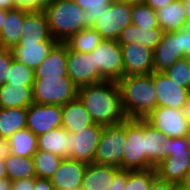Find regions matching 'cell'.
Wrapping results in <instances>:
<instances>
[{
    "label": "cell",
    "mask_w": 190,
    "mask_h": 190,
    "mask_svg": "<svg viewBox=\"0 0 190 190\" xmlns=\"http://www.w3.org/2000/svg\"><path fill=\"white\" fill-rule=\"evenodd\" d=\"M87 164L71 158H63L57 171L49 179L55 190H71L81 187Z\"/></svg>",
    "instance_id": "cell-16"
},
{
    "label": "cell",
    "mask_w": 190,
    "mask_h": 190,
    "mask_svg": "<svg viewBox=\"0 0 190 190\" xmlns=\"http://www.w3.org/2000/svg\"><path fill=\"white\" fill-rule=\"evenodd\" d=\"M35 190H55L49 179L35 178Z\"/></svg>",
    "instance_id": "cell-46"
},
{
    "label": "cell",
    "mask_w": 190,
    "mask_h": 190,
    "mask_svg": "<svg viewBox=\"0 0 190 190\" xmlns=\"http://www.w3.org/2000/svg\"><path fill=\"white\" fill-rule=\"evenodd\" d=\"M120 169L114 166L88 164L85 170L81 188L82 190H109L114 175Z\"/></svg>",
    "instance_id": "cell-23"
},
{
    "label": "cell",
    "mask_w": 190,
    "mask_h": 190,
    "mask_svg": "<svg viewBox=\"0 0 190 190\" xmlns=\"http://www.w3.org/2000/svg\"><path fill=\"white\" fill-rule=\"evenodd\" d=\"M94 124V121L78 97L62 106L61 127L67 132L74 134Z\"/></svg>",
    "instance_id": "cell-21"
},
{
    "label": "cell",
    "mask_w": 190,
    "mask_h": 190,
    "mask_svg": "<svg viewBox=\"0 0 190 190\" xmlns=\"http://www.w3.org/2000/svg\"><path fill=\"white\" fill-rule=\"evenodd\" d=\"M21 9L6 10V16L0 31V47L13 49L20 41L25 13Z\"/></svg>",
    "instance_id": "cell-24"
},
{
    "label": "cell",
    "mask_w": 190,
    "mask_h": 190,
    "mask_svg": "<svg viewBox=\"0 0 190 190\" xmlns=\"http://www.w3.org/2000/svg\"><path fill=\"white\" fill-rule=\"evenodd\" d=\"M164 73L179 86L190 90V64L185 58L176 61Z\"/></svg>",
    "instance_id": "cell-38"
},
{
    "label": "cell",
    "mask_w": 190,
    "mask_h": 190,
    "mask_svg": "<svg viewBox=\"0 0 190 190\" xmlns=\"http://www.w3.org/2000/svg\"><path fill=\"white\" fill-rule=\"evenodd\" d=\"M178 30L164 32L160 43L153 50V64L155 72H164L176 61L182 59Z\"/></svg>",
    "instance_id": "cell-18"
},
{
    "label": "cell",
    "mask_w": 190,
    "mask_h": 190,
    "mask_svg": "<svg viewBox=\"0 0 190 190\" xmlns=\"http://www.w3.org/2000/svg\"><path fill=\"white\" fill-rule=\"evenodd\" d=\"M57 43L58 41L19 42L12 52L17 61L35 70Z\"/></svg>",
    "instance_id": "cell-19"
},
{
    "label": "cell",
    "mask_w": 190,
    "mask_h": 190,
    "mask_svg": "<svg viewBox=\"0 0 190 190\" xmlns=\"http://www.w3.org/2000/svg\"><path fill=\"white\" fill-rule=\"evenodd\" d=\"M156 12L158 25L164 32H174L186 25V12L182 0H174Z\"/></svg>",
    "instance_id": "cell-27"
},
{
    "label": "cell",
    "mask_w": 190,
    "mask_h": 190,
    "mask_svg": "<svg viewBox=\"0 0 190 190\" xmlns=\"http://www.w3.org/2000/svg\"><path fill=\"white\" fill-rule=\"evenodd\" d=\"M95 124L115 125L127 119L122 108L117 81L104 80L100 83L78 88L77 96Z\"/></svg>",
    "instance_id": "cell-1"
},
{
    "label": "cell",
    "mask_w": 190,
    "mask_h": 190,
    "mask_svg": "<svg viewBox=\"0 0 190 190\" xmlns=\"http://www.w3.org/2000/svg\"><path fill=\"white\" fill-rule=\"evenodd\" d=\"M174 185L175 184L167 182L165 179L156 174L153 177L149 190H173Z\"/></svg>",
    "instance_id": "cell-43"
},
{
    "label": "cell",
    "mask_w": 190,
    "mask_h": 190,
    "mask_svg": "<svg viewBox=\"0 0 190 190\" xmlns=\"http://www.w3.org/2000/svg\"><path fill=\"white\" fill-rule=\"evenodd\" d=\"M163 144L164 160L155 167L157 174L175 185L184 184L190 168V150L185 137H166Z\"/></svg>",
    "instance_id": "cell-4"
},
{
    "label": "cell",
    "mask_w": 190,
    "mask_h": 190,
    "mask_svg": "<svg viewBox=\"0 0 190 190\" xmlns=\"http://www.w3.org/2000/svg\"><path fill=\"white\" fill-rule=\"evenodd\" d=\"M44 12L51 37L58 42H66L72 35L82 30L84 10L73 0H57L48 3Z\"/></svg>",
    "instance_id": "cell-3"
},
{
    "label": "cell",
    "mask_w": 190,
    "mask_h": 190,
    "mask_svg": "<svg viewBox=\"0 0 190 190\" xmlns=\"http://www.w3.org/2000/svg\"><path fill=\"white\" fill-rule=\"evenodd\" d=\"M102 37L93 27L84 28L72 35L65 43L76 52L91 53L101 42Z\"/></svg>",
    "instance_id": "cell-32"
},
{
    "label": "cell",
    "mask_w": 190,
    "mask_h": 190,
    "mask_svg": "<svg viewBox=\"0 0 190 190\" xmlns=\"http://www.w3.org/2000/svg\"><path fill=\"white\" fill-rule=\"evenodd\" d=\"M174 0H146L145 4L149 6L151 9L157 11L163 7H166Z\"/></svg>",
    "instance_id": "cell-47"
},
{
    "label": "cell",
    "mask_w": 190,
    "mask_h": 190,
    "mask_svg": "<svg viewBox=\"0 0 190 190\" xmlns=\"http://www.w3.org/2000/svg\"><path fill=\"white\" fill-rule=\"evenodd\" d=\"M128 170L120 169L113 178V183L109 190H125Z\"/></svg>",
    "instance_id": "cell-42"
},
{
    "label": "cell",
    "mask_w": 190,
    "mask_h": 190,
    "mask_svg": "<svg viewBox=\"0 0 190 190\" xmlns=\"http://www.w3.org/2000/svg\"><path fill=\"white\" fill-rule=\"evenodd\" d=\"M32 90L33 101L38 104L63 106L78 96V86L69 76L35 80Z\"/></svg>",
    "instance_id": "cell-6"
},
{
    "label": "cell",
    "mask_w": 190,
    "mask_h": 190,
    "mask_svg": "<svg viewBox=\"0 0 190 190\" xmlns=\"http://www.w3.org/2000/svg\"><path fill=\"white\" fill-rule=\"evenodd\" d=\"M47 4L44 0H14V9H21L27 12L44 11Z\"/></svg>",
    "instance_id": "cell-40"
},
{
    "label": "cell",
    "mask_w": 190,
    "mask_h": 190,
    "mask_svg": "<svg viewBox=\"0 0 190 190\" xmlns=\"http://www.w3.org/2000/svg\"><path fill=\"white\" fill-rule=\"evenodd\" d=\"M164 31L161 28H139L133 23L127 25L120 33L117 39L119 44H128L138 42L154 50L160 43Z\"/></svg>",
    "instance_id": "cell-25"
},
{
    "label": "cell",
    "mask_w": 190,
    "mask_h": 190,
    "mask_svg": "<svg viewBox=\"0 0 190 190\" xmlns=\"http://www.w3.org/2000/svg\"><path fill=\"white\" fill-rule=\"evenodd\" d=\"M153 85L157 96V107L183 109L190 95V90L179 86L164 72H153Z\"/></svg>",
    "instance_id": "cell-14"
},
{
    "label": "cell",
    "mask_w": 190,
    "mask_h": 190,
    "mask_svg": "<svg viewBox=\"0 0 190 190\" xmlns=\"http://www.w3.org/2000/svg\"><path fill=\"white\" fill-rule=\"evenodd\" d=\"M184 185H186L187 187H190V168H189L187 177L185 179Z\"/></svg>",
    "instance_id": "cell-55"
},
{
    "label": "cell",
    "mask_w": 190,
    "mask_h": 190,
    "mask_svg": "<svg viewBox=\"0 0 190 190\" xmlns=\"http://www.w3.org/2000/svg\"><path fill=\"white\" fill-rule=\"evenodd\" d=\"M122 108L127 119H145L157 108V96L151 74L123 76L117 81Z\"/></svg>",
    "instance_id": "cell-2"
},
{
    "label": "cell",
    "mask_w": 190,
    "mask_h": 190,
    "mask_svg": "<svg viewBox=\"0 0 190 190\" xmlns=\"http://www.w3.org/2000/svg\"><path fill=\"white\" fill-rule=\"evenodd\" d=\"M144 120L171 139L185 137L190 127L183 110L168 107H157Z\"/></svg>",
    "instance_id": "cell-10"
},
{
    "label": "cell",
    "mask_w": 190,
    "mask_h": 190,
    "mask_svg": "<svg viewBox=\"0 0 190 190\" xmlns=\"http://www.w3.org/2000/svg\"><path fill=\"white\" fill-rule=\"evenodd\" d=\"M132 23L139 28H160L157 12L145 3L132 4Z\"/></svg>",
    "instance_id": "cell-35"
},
{
    "label": "cell",
    "mask_w": 190,
    "mask_h": 190,
    "mask_svg": "<svg viewBox=\"0 0 190 190\" xmlns=\"http://www.w3.org/2000/svg\"><path fill=\"white\" fill-rule=\"evenodd\" d=\"M165 138V135L145 121L146 159L154 167L164 160L165 144L163 141Z\"/></svg>",
    "instance_id": "cell-31"
},
{
    "label": "cell",
    "mask_w": 190,
    "mask_h": 190,
    "mask_svg": "<svg viewBox=\"0 0 190 190\" xmlns=\"http://www.w3.org/2000/svg\"><path fill=\"white\" fill-rule=\"evenodd\" d=\"M120 45L123 53L124 76L154 72L153 50L138 42Z\"/></svg>",
    "instance_id": "cell-15"
},
{
    "label": "cell",
    "mask_w": 190,
    "mask_h": 190,
    "mask_svg": "<svg viewBox=\"0 0 190 190\" xmlns=\"http://www.w3.org/2000/svg\"><path fill=\"white\" fill-rule=\"evenodd\" d=\"M125 139V121L103 126L94 163L123 169Z\"/></svg>",
    "instance_id": "cell-7"
},
{
    "label": "cell",
    "mask_w": 190,
    "mask_h": 190,
    "mask_svg": "<svg viewBox=\"0 0 190 190\" xmlns=\"http://www.w3.org/2000/svg\"><path fill=\"white\" fill-rule=\"evenodd\" d=\"M7 178L11 181L25 178H36L33 157H22L9 152L4 157Z\"/></svg>",
    "instance_id": "cell-30"
},
{
    "label": "cell",
    "mask_w": 190,
    "mask_h": 190,
    "mask_svg": "<svg viewBox=\"0 0 190 190\" xmlns=\"http://www.w3.org/2000/svg\"><path fill=\"white\" fill-rule=\"evenodd\" d=\"M27 126V108H0V138L7 141Z\"/></svg>",
    "instance_id": "cell-28"
},
{
    "label": "cell",
    "mask_w": 190,
    "mask_h": 190,
    "mask_svg": "<svg viewBox=\"0 0 190 190\" xmlns=\"http://www.w3.org/2000/svg\"><path fill=\"white\" fill-rule=\"evenodd\" d=\"M103 126L94 124L72 134L69 158L85 164L94 163Z\"/></svg>",
    "instance_id": "cell-12"
},
{
    "label": "cell",
    "mask_w": 190,
    "mask_h": 190,
    "mask_svg": "<svg viewBox=\"0 0 190 190\" xmlns=\"http://www.w3.org/2000/svg\"><path fill=\"white\" fill-rule=\"evenodd\" d=\"M132 23V4L114 0L96 21L93 28L106 40L117 41L121 31Z\"/></svg>",
    "instance_id": "cell-9"
},
{
    "label": "cell",
    "mask_w": 190,
    "mask_h": 190,
    "mask_svg": "<svg viewBox=\"0 0 190 190\" xmlns=\"http://www.w3.org/2000/svg\"><path fill=\"white\" fill-rule=\"evenodd\" d=\"M90 56L94 68L105 80L118 81L124 76L123 53L117 41L102 39Z\"/></svg>",
    "instance_id": "cell-8"
},
{
    "label": "cell",
    "mask_w": 190,
    "mask_h": 190,
    "mask_svg": "<svg viewBox=\"0 0 190 190\" xmlns=\"http://www.w3.org/2000/svg\"><path fill=\"white\" fill-rule=\"evenodd\" d=\"M8 76V84L33 86L35 81V71L32 68L17 61L15 58L12 60L10 65Z\"/></svg>",
    "instance_id": "cell-36"
},
{
    "label": "cell",
    "mask_w": 190,
    "mask_h": 190,
    "mask_svg": "<svg viewBox=\"0 0 190 190\" xmlns=\"http://www.w3.org/2000/svg\"><path fill=\"white\" fill-rule=\"evenodd\" d=\"M8 152L22 157H33L38 150V139L28 128L15 132L7 141Z\"/></svg>",
    "instance_id": "cell-29"
},
{
    "label": "cell",
    "mask_w": 190,
    "mask_h": 190,
    "mask_svg": "<svg viewBox=\"0 0 190 190\" xmlns=\"http://www.w3.org/2000/svg\"><path fill=\"white\" fill-rule=\"evenodd\" d=\"M71 190H82L81 187L75 188V189H71Z\"/></svg>",
    "instance_id": "cell-59"
},
{
    "label": "cell",
    "mask_w": 190,
    "mask_h": 190,
    "mask_svg": "<svg viewBox=\"0 0 190 190\" xmlns=\"http://www.w3.org/2000/svg\"><path fill=\"white\" fill-rule=\"evenodd\" d=\"M5 16H6V10L0 8V31L2 29Z\"/></svg>",
    "instance_id": "cell-52"
},
{
    "label": "cell",
    "mask_w": 190,
    "mask_h": 190,
    "mask_svg": "<svg viewBox=\"0 0 190 190\" xmlns=\"http://www.w3.org/2000/svg\"><path fill=\"white\" fill-rule=\"evenodd\" d=\"M7 152H8L7 142L0 138V179L7 178V168L4 162V157Z\"/></svg>",
    "instance_id": "cell-45"
},
{
    "label": "cell",
    "mask_w": 190,
    "mask_h": 190,
    "mask_svg": "<svg viewBox=\"0 0 190 190\" xmlns=\"http://www.w3.org/2000/svg\"><path fill=\"white\" fill-rule=\"evenodd\" d=\"M35 178L17 179L12 181V190H35Z\"/></svg>",
    "instance_id": "cell-44"
},
{
    "label": "cell",
    "mask_w": 190,
    "mask_h": 190,
    "mask_svg": "<svg viewBox=\"0 0 190 190\" xmlns=\"http://www.w3.org/2000/svg\"><path fill=\"white\" fill-rule=\"evenodd\" d=\"M68 46L65 42H58L49 55L34 70L35 80L45 78H62L68 76L67 70Z\"/></svg>",
    "instance_id": "cell-17"
},
{
    "label": "cell",
    "mask_w": 190,
    "mask_h": 190,
    "mask_svg": "<svg viewBox=\"0 0 190 190\" xmlns=\"http://www.w3.org/2000/svg\"><path fill=\"white\" fill-rule=\"evenodd\" d=\"M123 1H126L131 4H135V3H145L146 0H123Z\"/></svg>",
    "instance_id": "cell-56"
},
{
    "label": "cell",
    "mask_w": 190,
    "mask_h": 190,
    "mask_svg": "<svg viewBox=\"0 0 190 190\" xmlns=\"http://www.w3.org/2000/svg\"><path fill=\"white\" fill-rule=\"evenodd\" d=\"M38 150L53 153L62 158H69L72 133L59 127L37 136Z\"/></svg>",
    "instance_id": "cell-22"
},
{
    "label": "cell",
    "mask_w": 190,
    "mask_h": 190,
    "mask_svg": "<svg viewBox=\"0 0 190 190\" xmlns=\"http://www.w3.org/2000/svg\"><path fill=\"white\" fill-rule=\"evenodd\" d=\"M125 138L123 169L135 171L155 168L146 159L145 120L126 119Z\"/></svg>",
    "instance_id": "cell-5"
},
{
    "label": "cell",
    "mask_w": 190,
    "mask_h": 190,
    "mask_svg": "<svg viewBox=\"0 0 190 190\" xmlns=\"http://www.w3.org/2000/svg\"><path fill=\"white\" fill-rule=\"evenodd\" d=\"M182 110H183L184 116L188 122V125L190 126V95L188 96L187 101L184 104Z\"/></svg>",
    "instance_id": "cell-48"
},
{
    "label": "cell",
    "mask_w": 190,
    "mask_h": 190,
    "mask_svg": "<svg viewBox=\"0 0 190 190\" xmlns=\"http://www.w3.org/2000/svg\"><path fill=\"white\" fill-rule=\"evenodd\" d=\"M0 190H12V181L9 178H1Z\"/></svg>",
    "instance_id": "cell-49"
},
{
    "label": "cell",
    "mask_w": 190,
    "mask_h": 190,
    "mask_svg": "<svg viewBox=\"0 0 190 190\" xmlns=\"http://www.w3.org/2000/svg\"><path fill=\"white\" fill-rule=\"evenodd\" d=\"M156 174V168L135 171L128 170L125 190H149L153 177Z\"/></svg>",
    "instance_id": "cell-37"
},
{
    "label": "cell",
    "mask_w": 190,
    "mask_h": 190,
    "mask_svg": "<svg viewBox=\"0 0 190 190\" xmlns=\"http://www.w3.org/2000/svg\"><path fill=\"white\" fill-rule=\"evenodd\" d=\"M13 59L12 49L0 47V86L7 83L8 73Z\"/></svg>",
    "instance_id": "cell-39"
},
{
    "label": "cell",
    "mask_w": 190,
    "mask_h": 190,
    "mask_svg": "<svg viewBox=\"0 0 190 190\" xmlns=\"http://www.w3.org/2000/svg\"><path fill=\"white\" fill-rule=\"evenodd\" d=\"M0 8L4 10L14 9V0H0Z\"/></svg>",
    "instance_id": "cell-50"
},
{
    "label": "cell",
    "mask_w": 190,
    "mask_h": 190,
    "mask_svg": "<svg viewBox=\"0 0 190 190\" xmlns=\"http://www.w3.org/2000/svg\"><path fill=\"white\" fill-rule=\"evenodd\" d=\"M62 159L53 153L37 150L33 155L36 178L50 179L57 171Z\"/></svg>",
    "instance_id": "cell-33"
},
{
    "label": "cell",
    "mask_w": 190,
    "mask_h": 190,
    "mask_svg": "<svg viewBox=\"0 0 190 190\" xmlns=\"http://www.w3.org/2000/svg\"><path fill=\"white\" fill-rule=\"evenodd\" d=\"M178 38L180 44V54L185 58L190 54V25H185L178 30Z\"/></svg>",
    "instance_id": "cell-41"
},
{
    "label": "cell",
    "mask_w": 190,
    "mask_h": 190,
    "mask_svg": "<svg viewBox=\"0 0 190 190\" xmlns=\"http://www.w3.org/2000/svg\"><path fill=\"white\" fill-rule=\"evenodd\" d=\"M185 142L190 150V127L188 129V132L185 134Z\"/></svg>",
    "instance_id": "cell-54"
},
{
    "label": "cell",
    "mask_w": 190,
    "mask_h": 190,
    "mask_svg": "<svg viewBox=\"0 0 190 190\" xmlns=\"http://www.w3.org/2000/svg\"><path fill=\"white\" fill-rule=\"evenodd\" d=\"M186 12V25H190V0H182Z\"/></svg>",
    "instance_id": "cell-51"
},
{
    "label": "cell",
    "mask_w": 190,
    "mask_h": 190,
    "mask_svg": "<svg viewBox=\"0 0 190 190\" xmlns=\"http://www.w3.org/2000/svg\"><path fill=\"white\" fill-rule=\"evenodd\" d=\"M185 59L189 62V64H190V54H188L186 57H185Z\"/></svg>",
    "instance_id": "cell-58"
},
{
    "label": "cell",
    "mask_w": 190,
    "mask_h": 190,
    "mask_svg": "<svg viewBox=\"0 0 190 190\" xmlns=\"http://www.w3.org/2000/svg\"><path fill=\"white\" fill-rule=\"evenodd\" d=\"M80 8L84 10L82 19V29L93 27L99 20L105 8L114 0H73Z\"/></svg>",
    "instance_id": "cell-34"
},
{
    "label": "cell",
    "mask_w": 190,
    "mask_h": 190,
    "mask_svg": "<svg viewBox=\"0 0 190 190\" xmlns=\"http://www.w3.org/2000/svg\"><path fill=\"white\" fill-rule=\"evenodd\" d=\"M56 41L51 37L47 17L44 11L25 13L22 35L19 42Z\"/></svg>",
    "instance_id": "cell-20"
},
{
    "label": "cell",
    "mask_w": 190,
    "mask_h": 190,
    "mask_svg": "<svg viewBox=\"0 0 190 190\" xmlns=\"http://www.w3.org/2000/svg\"><path fill=\"white\" fill-rule=\"evenodd\" d=\"M173 190H190V187H187L184 184L174 185Z\"/></svg>",
    "instance_id": "cell-53"
},
{
    "label": "cell",
    "mask_w": 190,
    "mask_h": 190,
    "mask_svg": "<svg viewBox=\"0 0 190 190\" xmlns=\"http://www.w3.org/2000/svg\"><path fill=\"white\" fill-rule=\"evenodd\" d=\"M32 88L8 83L0 86V108H28L34 102Z\"/></svg>",
    "instance_id": "cell-26"
},
{
    "label": "cell",
    "mask_w": 190,
    "mask_h": 190,
    "mask_svg": "<svg viewBox=\"0 0 190 190\" xmlns=\"http://www.w3.org/2000/svg\"><path fill=\"white\" fill-rule=\"evenodd\" d=\"M68 76L79 87L96 84L105 79L94 68L93 56L90 53H80L68 47L67 53Z\"/></svg>",
    "instance_id": "cell-13"
},
{
    "label": "cell",
    "mask_w": 190,
    "mask_h": 190,
    "mask_svg": "<svg viewBox=\"0 0 190 190\" xmlns=\"http://www.w3.org/2000/svg\"><path fill=\"white\" fill-rule=\"evenodd\" d=\"M53 1H57V0H44V2H45L46 4L51 3V2H53Z\"/></svg>",
    "instance_id": "cell-57"
},
{
    "label": "cell",
    "mask_w": 190,
    "mask_h": 190,
    "mask_svg": "<svg viewBox=\"0 0 190 190\" xmlns=\"http://www.w3.org/2000/svg\"><path fill=\"white\" fill-rule=\"evenodd\" d=\"M62 125V106L32 103L27 108V126L39 136Z\"/></svg>",
    "instance_id": "cell-11"
}]
</instances>
